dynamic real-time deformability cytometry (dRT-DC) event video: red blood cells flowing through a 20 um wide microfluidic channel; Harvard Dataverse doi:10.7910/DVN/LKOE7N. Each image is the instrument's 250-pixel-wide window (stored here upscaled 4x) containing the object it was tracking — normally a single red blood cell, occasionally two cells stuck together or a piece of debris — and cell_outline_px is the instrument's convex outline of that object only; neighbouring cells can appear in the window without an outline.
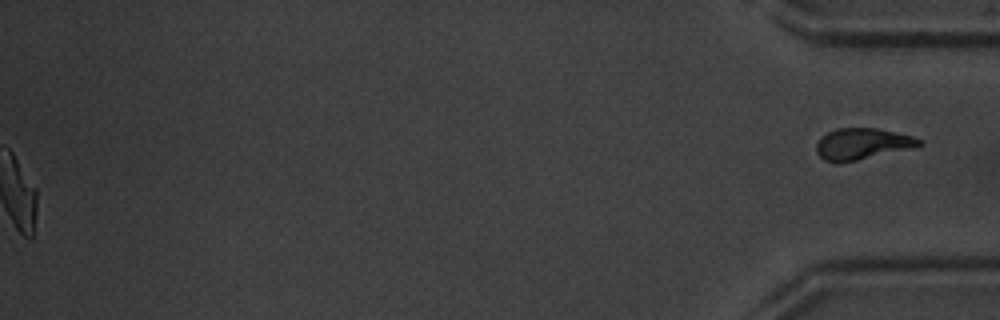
{"species": "common noctule bat (a hibernating species)", "species_latin": "Nyctalus noctula", "temperature_condition": "warm", "stored_images_in_passage": 52, "segment_of_instrument_passage": [2, 2], "camera_frame_rate_fps": 3000, "um_per_image_px": 0.085, "animal": {"sex": "male", "body_mass_g": 20.1, "forearm_length_mm": 53.5}, "frame": {"image": 1, "passage_image": 52, "time_ms": 17.0, "image_size_px": [1000, 320], "cell_outline_px": [[924, 144], [908, 148], [856, 160], [836, 164], [824, 160], [816, 152], [816, 144], [820, 136], [836, 128], [876, 128], [912, 136], [924, 140]], "centroid_in_image_um": [73.23, 12.22], "position_along_channel_um": 362.0, "area_um2": 18.61}}